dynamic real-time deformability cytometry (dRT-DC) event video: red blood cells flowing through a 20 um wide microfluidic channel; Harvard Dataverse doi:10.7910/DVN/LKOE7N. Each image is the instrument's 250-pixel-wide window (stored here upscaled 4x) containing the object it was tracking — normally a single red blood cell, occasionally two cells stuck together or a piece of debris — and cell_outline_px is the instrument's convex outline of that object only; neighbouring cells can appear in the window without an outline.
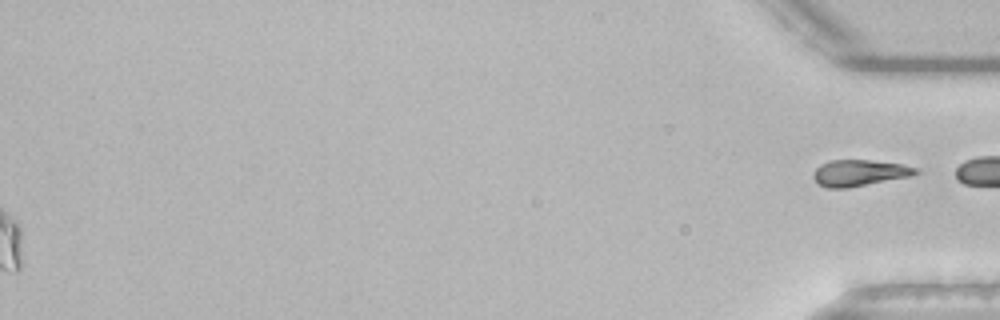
{"species": "common noctule bat (a hibernating species)", "species_latin": "Nyctalus noctula", "temperature_condition": "room temperature", "stored_images_in_passage": 41, "segment_of_instrument_passage": [2, 2], "camera_frame_rate_fps": 3000, "um_per_image_px": 0.085, "animal": {"sex": "male", "body_mass_g": 21.5, "forearm_length_mm": 52.0}, "frame": {"image": 1, "passage_image": 41, "time_ms": 13.333, "image_size_px": [1000, 320], "cell_outline_px": [[920, 172], [908, 176], [848, 188], [824, 188], [816, 184], [812, 176], [812, 172], [820, 164], [832, 160], [868, 160], [900, 164], [916, 168]], "centroid_in_image_um": [72.94, 14.71], "position_along_channel_um": 362.3, "area_um2": 15.61}}